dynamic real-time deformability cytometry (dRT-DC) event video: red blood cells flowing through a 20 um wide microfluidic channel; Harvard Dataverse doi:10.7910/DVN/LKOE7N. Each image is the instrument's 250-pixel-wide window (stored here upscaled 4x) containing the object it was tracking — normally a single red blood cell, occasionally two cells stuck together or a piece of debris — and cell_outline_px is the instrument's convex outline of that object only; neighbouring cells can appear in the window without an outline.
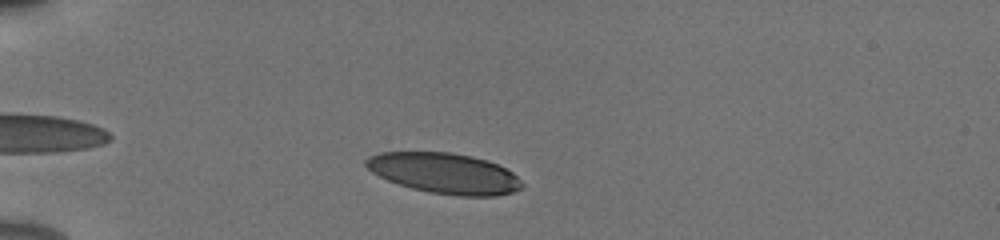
{"species": "human", "species_latin": "Homo sapiens", "temperature_condition": "cold", "stored_images_in_passage": 43, "camera_frame_rate_fps": 3000, "um_per_image_px": 0.085, "donor": {"sex": "male"}, "frame": {"image": 1, "passage_image": 5, "time_ms": 1.333, "image_size_px": [1000, 240], "cell_outline_px": [[524, 184], [516, 192], [496, 196], [460, 196], [428, 192], [412, 188], [388, 180], [372, 172], [364, 164], [364, 160], [368, 156], [380, 152], [452, 152], [472, 156], [488, 160], [512, 172]], "centroid_in_image_um": [37.78, 14.72], "position_along_channel_um": 47.2, "area_um2": 36.93}}
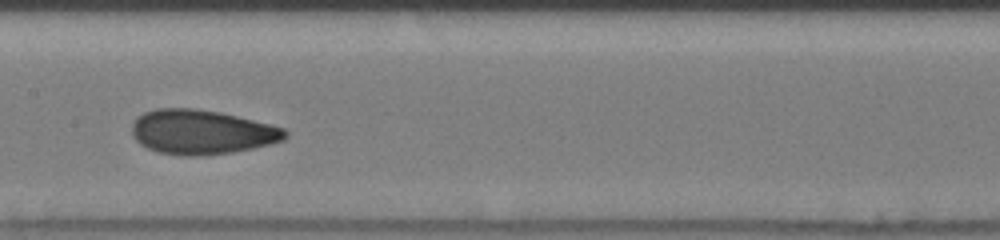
{"frame": {"image": 2, "passage_image": 19, "time_ms": 6.0, "image_size_px": [1000, 240], "cell_outline_px": [[288, 136], [284, 140], [252, 148], [232, 152], [200, 156], [184, 156], [160, 152], [148, 148], [140, 144], [132, 136], [132, 124], [136, 116], [144, 112], [156, 108], [196, 108], [220, 112], [284, 128], [288, 132]], "centroid_in_image_um": [17.1, 11.22], "position_along_channel_um": 190.3, "area_um2": 39.71}}
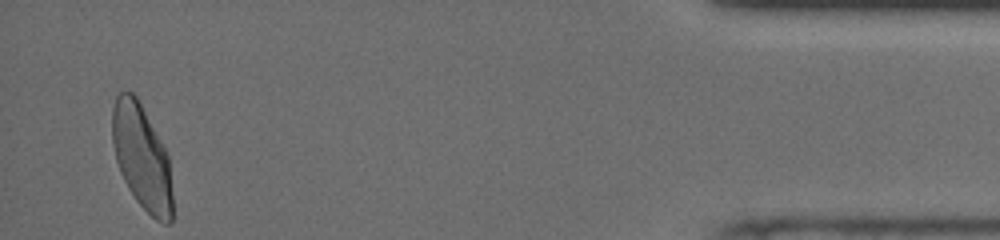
{"frame": {"image": 3, "passage_image": 42, "time_ms": 13.667, "image_size_px": [1000, 240], "cell_outline_px": [[172, 220], [168, 224], [164, 224], [156, 220], [136, 200], [128, 188], [120, 172], [116, 160], [112, 144], [112, 108], [116, 96], [120, 92], [132, 92], [136, 96], [168, 152], [172, 196]], "centroid_in_image_um": [12.05, 13.36], "position_along_channel_um": 423.2, "area_um2": 36.82}, "authors_computed_cell_mechanics": {"area_um2": 38.0324, "velocity_mm_per_s": 3.8616, "shape_relaxation_time_tau1_ms": 5.4952, "shape_relaxation_time_tau2_ms": 1.067, "deformation_change_tau1": 0.1603, "deformation_change_tau2": 0.0696}}